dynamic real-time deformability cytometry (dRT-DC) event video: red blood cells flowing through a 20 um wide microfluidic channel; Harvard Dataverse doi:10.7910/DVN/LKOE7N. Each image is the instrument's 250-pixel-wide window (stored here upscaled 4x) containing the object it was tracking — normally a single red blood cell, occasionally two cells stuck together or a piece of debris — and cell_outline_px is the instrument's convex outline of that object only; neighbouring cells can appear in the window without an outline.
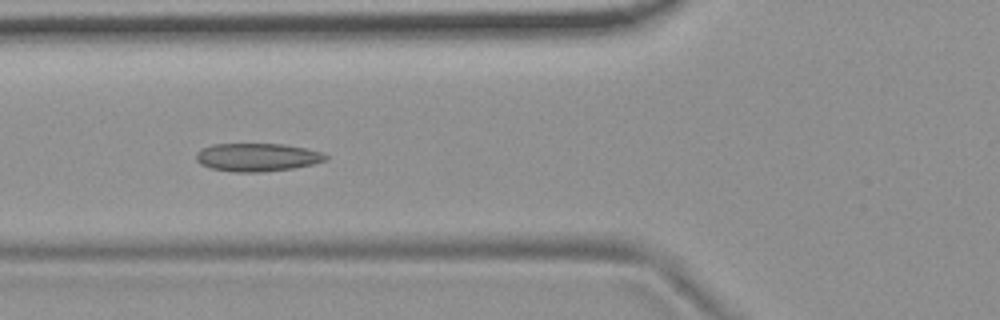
{"species": "common noctule bat (a hibernating species)", "species_latin": "Nyctalus noctula", "temperature_condition": "room temperature", "stored_images_in_passage": 55, "camera_frame_rate_fps": 3000, "um_per_image_px": 0.085, "animal": {"sex": "female", "body_mass_g": 19.9}, "frame": {"image": 1, "passage_image": 21, "time_ms": 6.667, "image_size_px": [1000, 320], "cell_outline_px": [[328, 160], [312, 164], [292, 168], [260, 172], [232, 172], [212, 168], [200, 164], [196, 160], [196, 152], [200, 148], [212, 144], [284, 144], [308, 148], [324, 152], [328, 156]], "centroid_in_image_um": [21.87, 13.36], "position_along_channel_um": 103.9, "area_um2": 21.44}}
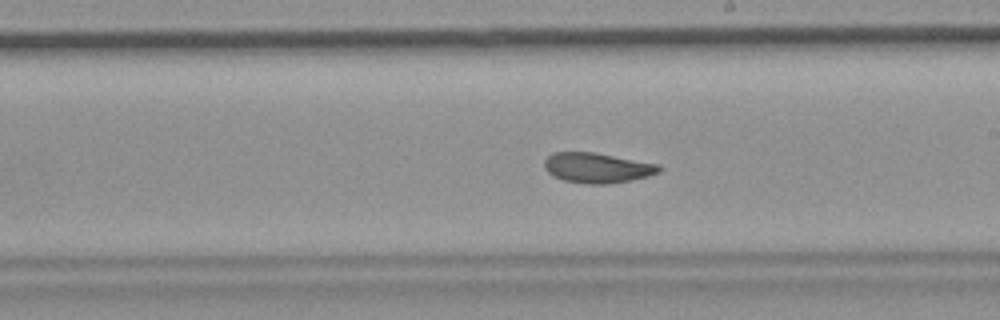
{"frame": {"image": 2, "passage_image": 32, "time_ms": 10.333, "image_size_px": [1000, 320], "cell_outline_px": [[664, 168], [660, 172], [648, 176], [632, 180], [608, 184], [588, 184], [564, 180], [552, 176], [544, 168], [544, 160], [552, 152], [596, 152], [660, 164]], "centroid_in_image_um": [50.79, 14.26], "position_along_channel_um": 238.2, "area_um2": 20.46}}
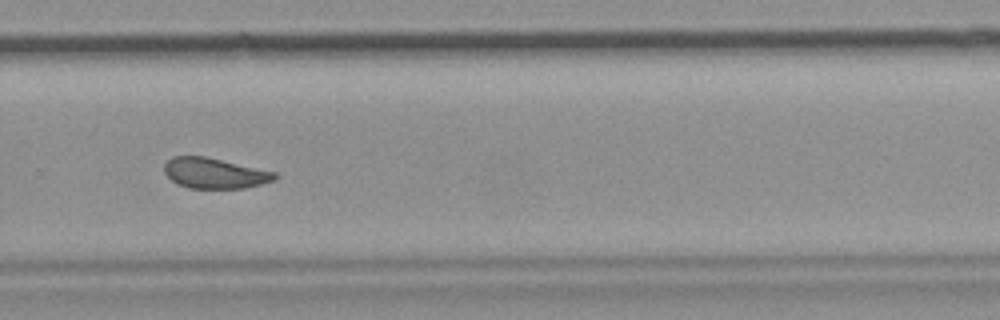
{"frame": {"image": 3, "passage_image": 38, "time_ms": 12.333, "image_size_px": [1000, 320], "cell_outline_px": [[276, 176], [272, 180], [260, 184], [244, 188], [188, 188], [176, 184], [164, 172], [164, 164], [172, 156], [204, 156], [276, 172]], "centroid_in_image_um": [18.19, 14.72], "position_along_channel_um": 311.6, "area_um2": 19.42}, "authors_computed_cell_mechanics": {"area_um2": 20.808, "velocity_mm_per_s": 3.6762, "shape_relaxation_time_tau1_ms": 10.0752, "shape_relaxation_time_tau2_ms": 2.7616, "deformation_change_tau1": 0.1658, "deformation_change_tau2": 0.075}}